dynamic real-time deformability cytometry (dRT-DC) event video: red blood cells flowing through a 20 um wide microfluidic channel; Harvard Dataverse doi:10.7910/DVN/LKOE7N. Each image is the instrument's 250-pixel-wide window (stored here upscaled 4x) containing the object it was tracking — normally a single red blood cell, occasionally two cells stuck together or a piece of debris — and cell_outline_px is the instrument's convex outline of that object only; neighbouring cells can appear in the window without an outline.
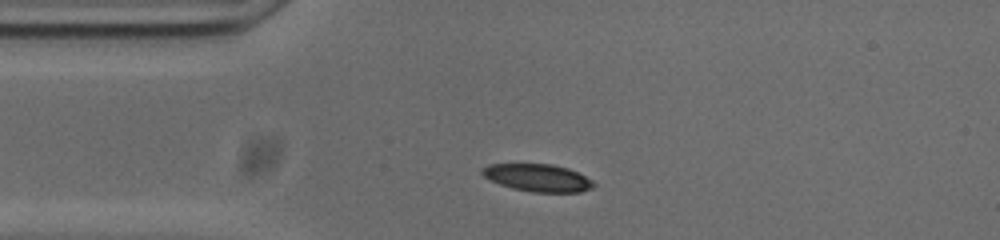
{"species": "common noctule bat (a hibernating species)", "species_latin": "Nyctalus noctula", "temperature_condition": "cold", "stored_images_in_passage": 43, "camera_frame_rate_fps": 3000, "um_per_image_px": 0.085, "animal": {"sex": "male", "body_mass_g": 20.0, "forearm_length_mm": 53.3}, "frame": {"image": 1, "passage_image": 1, "time_ms": 0.0, "image_size_px": [1000, 240], "cell_outline_px": [[596, 184], [592, 188], [580, 192], [532, 192], [512, 188], [500, 184], [484, 176], [480, 172], [480, 168], [488, 164], [552, 164], [568, 168], [592, 180]], "centroid_in_image_um": [45.7, 15.1], "position_along_channel_um": 39.3, "area_um2": 17.8}}
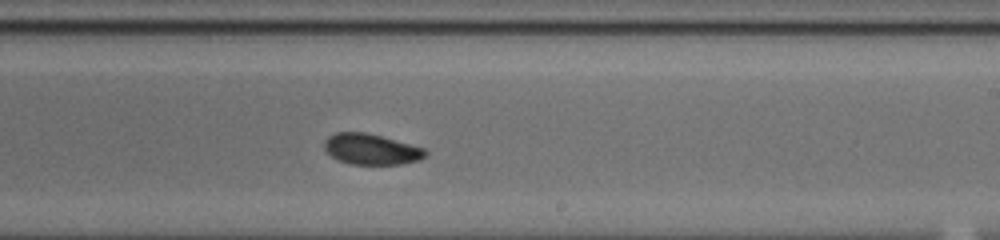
{"frame": {"image": 2, "passage_image": 20, "time_ms": 6.333, "image_size_px": [1000, 240], "cell_outline_px": [[428, 152], [420, 160], [400, 164], [352, 164], [340, 160], [332, 156], [324, 148], [324, 140], [328, 136], [336, 132], [364, 132], [380, 136], [424, 148]], "centroid_in_image_um": [31.54, 12.68], "position_along_channel_um": 257.5, "area_um2": 17.86}}
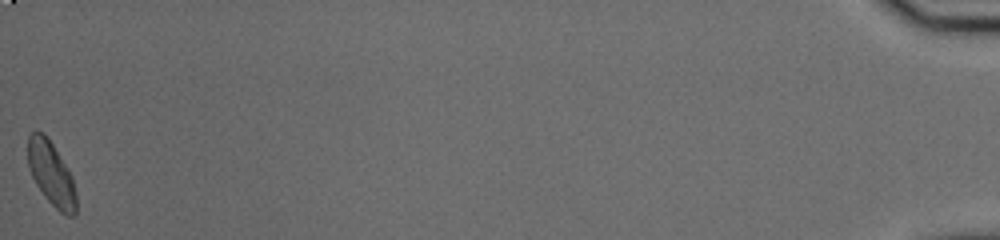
{"frame": {"image": 3, "passage_image": 43, "time_ms": 14.0, "image_size_px": [1000, 240], "cell_outline_px": [[76, 212], [72, 216], [68, 216], [60, 212], [44, 196], [36, 184], [28, 168], [28, 136], [32, 132], [44, 132], [68, 168], [72, 176], [76, 192]], "centroid_in_image_um": [4.36, 14.77], "position_along_channel_um": 430.8, "area_um2": 17.92}, "authors_computed_cell_mechanics": {"area_um2": 18.207, "velocity_mm_per_s": 3.7255, "shape_relaxation_time_tau1_ms": 4.5856, "shape_relaxation_time_tau2_ms": 3.4953, "deformation_change_tau1": 0.1111, "deformation_change_tau2": 0.0742}}